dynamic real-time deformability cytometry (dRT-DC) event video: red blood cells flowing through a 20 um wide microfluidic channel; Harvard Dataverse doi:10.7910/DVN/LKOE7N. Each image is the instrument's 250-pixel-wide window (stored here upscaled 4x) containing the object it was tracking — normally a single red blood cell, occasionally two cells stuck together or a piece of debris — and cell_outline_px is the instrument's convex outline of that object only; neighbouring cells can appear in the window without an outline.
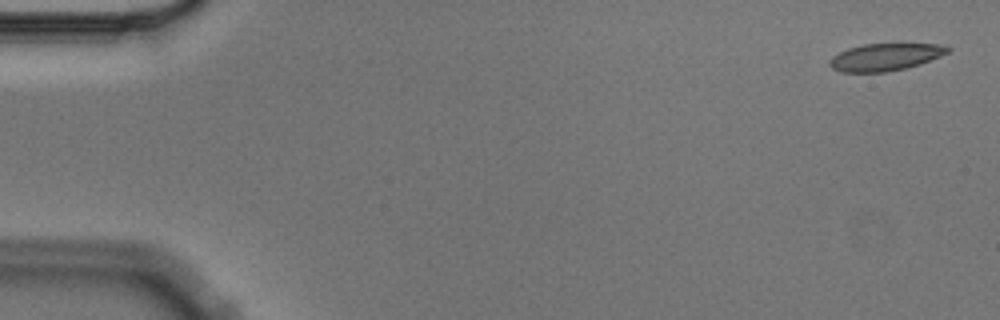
{"species": "Egyptian fruit bat (a non-hibernating species)", "species_latin": "Rousettus aegyptiacus", "temperature_condition": "cold", "stored_images_in_passage": 6, "segment_of_instrument_passage": [1, 2], "camera_frame_rate_fps": 3000, "um_per_image_px": 0.085, "animal": {"sex": "male"}, "frame": {"image": 1, "passage_image": 1, "time_ms": 0.0, "image_size_px": [1000, 320], "cell_outline_px": [[952, 48], [948, 52], [940, 56], [920, 64], [888, 72], [840, 72], [832, 68], [828, 64], [828, 60], [832, 56], [848, 48], [864, 44], [936, 44]], "centroid_in_image_um": [75.2, 4.85], "position_along_channel_um": 9.8, "area_um2": 18.67}}